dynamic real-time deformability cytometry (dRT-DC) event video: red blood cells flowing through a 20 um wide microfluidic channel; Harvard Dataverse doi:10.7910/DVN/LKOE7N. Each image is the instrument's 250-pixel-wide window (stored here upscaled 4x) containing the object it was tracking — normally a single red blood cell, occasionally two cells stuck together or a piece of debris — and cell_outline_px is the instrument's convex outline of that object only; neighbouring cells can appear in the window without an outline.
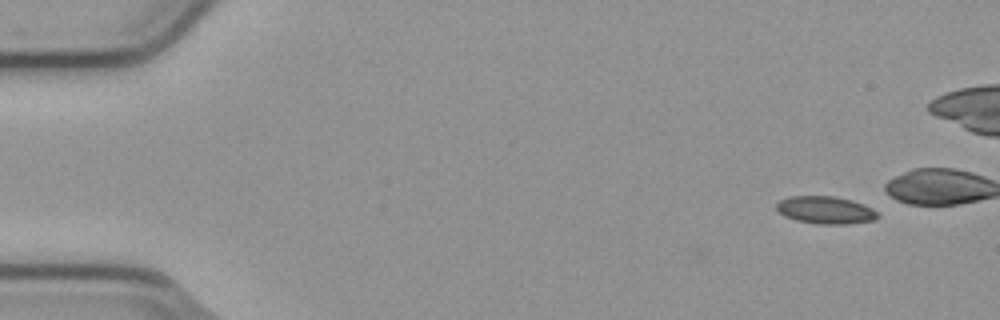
{"species": "common noctule bat (a hibernating species)", "species_latin": "Nyctalus noctula", "temperature_condition": "cold", "stored_images_in_passage": 2, "camera_frame_rate_fps": 3000, "um_per_image_px": 0.085, "animal": {"sex": "male", "body_mass_g": 23.1, "forearm_length_mm": 52.7}, "frame": {"image": 1, "passage_image": 2, "time_ms": 0.333, "image_size_px": [1000, 320], "cell_outline_px": [[880, 216], [872, 220], [844, 224], [816, 224], [796, 220], [784, 216], [776, 208], [776, 204], [780, 200], [788, 196], [832, 196], [852, 200], [872, 208]], "centroid_in_image_um": [70.13, 17.85], "position_along_channel_um": 14.9, "area_um2": 16.13}}